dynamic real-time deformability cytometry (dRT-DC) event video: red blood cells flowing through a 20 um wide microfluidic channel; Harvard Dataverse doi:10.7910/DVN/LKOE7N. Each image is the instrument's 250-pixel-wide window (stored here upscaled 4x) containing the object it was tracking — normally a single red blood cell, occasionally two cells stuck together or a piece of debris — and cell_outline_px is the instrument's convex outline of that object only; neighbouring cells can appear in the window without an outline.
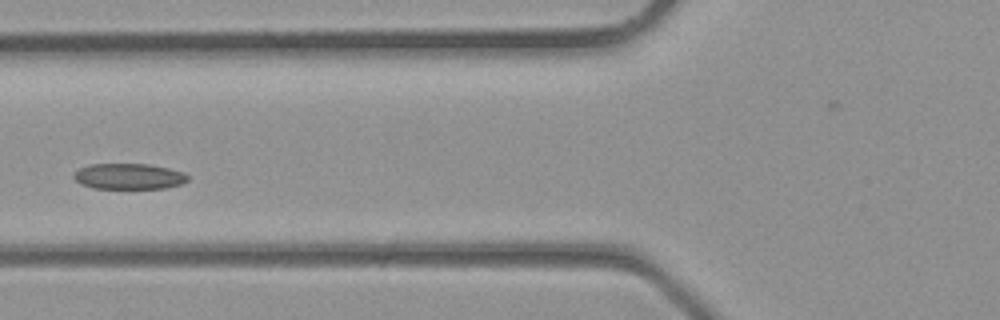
{"species": "common noctule bat (a hibernating species)", "species_latin": "Nyctalus noctula", "temperature_condition": "room temperature", "stored_images_in_passage": 2, "camera_frame_rate_fps": 3000, "um_per_image_px": 0.085, "animal": {"sex": "male", "body_mass_g": 23.1, "forearm_length_mm": 52.7}, "frame": {"image": 1, "passage_image": 2, "time_ms": 0.333, "image_size_px": [1000, 320], "cell_outline_px": [[188, 180], [180, 184], [164, 188], [92, 188], [80, 184], [72, 176], [80, 168], [88, 164], [148, 164], [168, 168], [184, 172], [188, 176]], "centroid_in_image_um": [10.94, 14.99], "position_along_channel_um": 114.9, "area_um2": 17.05}}